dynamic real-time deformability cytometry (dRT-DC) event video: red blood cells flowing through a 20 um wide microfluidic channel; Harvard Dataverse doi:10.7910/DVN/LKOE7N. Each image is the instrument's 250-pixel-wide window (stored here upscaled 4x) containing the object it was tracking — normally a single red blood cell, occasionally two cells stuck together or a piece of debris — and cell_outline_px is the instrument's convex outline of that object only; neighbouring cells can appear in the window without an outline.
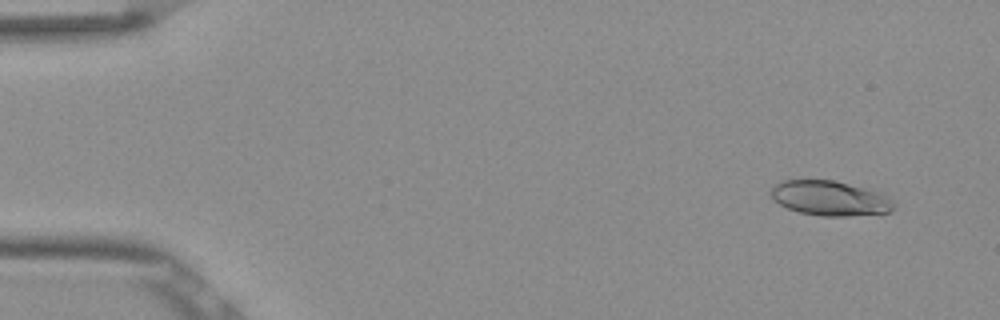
{"species": "Egyptian fruit bat (a non-hibernating species)", "species_latin": "Rousettus aegyptiacus", "temperature_condition": "room temperature", "stored_images_in_passage": 53, "camera_frame_rate_fps": 3000, "um_per_image_px": 0.085, "frame": {"image": 1, "passage_image": 4, "time_ms": 1.0, "image_size_px": [1000, 320], "cell_outline_px": [[896, 208], [892, 212], [848, 216], [820, 216], [800, 212], [788, 208], [780, 204], [768, 192], [776, 184], [784, 180], [832, 180], [880, 192], [892, 200], [896, 204]], "centroid_in_image_um": [70.58, 16.86], "position_along_channel_um": 14.4, "area_um2": 24.85}}
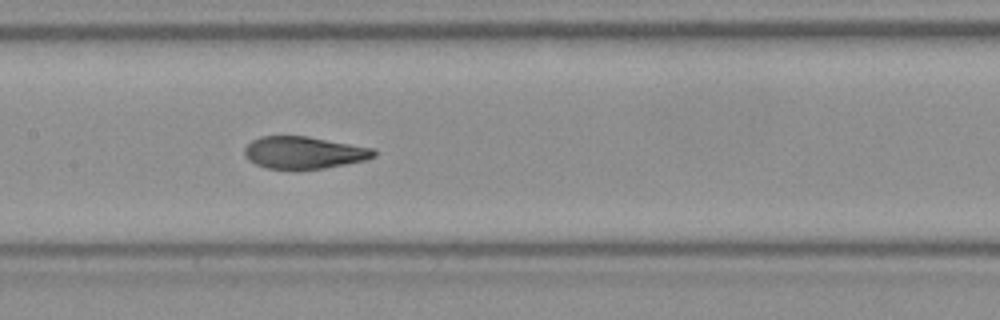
{"frame": {"image": 2, "passage_image": 26, "time_ms": 8.333, "image_size_px": [1000, 320], "cell_outline_px": [[376, 156], [368, 160], [324, 168], [268, 168], [256, 164], [248, 160], [244, 156], [244, 148], [252, 140], [260, 136], [308, 136], [376, 148]], "centroid_in_image_um": [25.87, 12.95], "position_along_channel_um": 181.5, "area_um2": 24.33}}
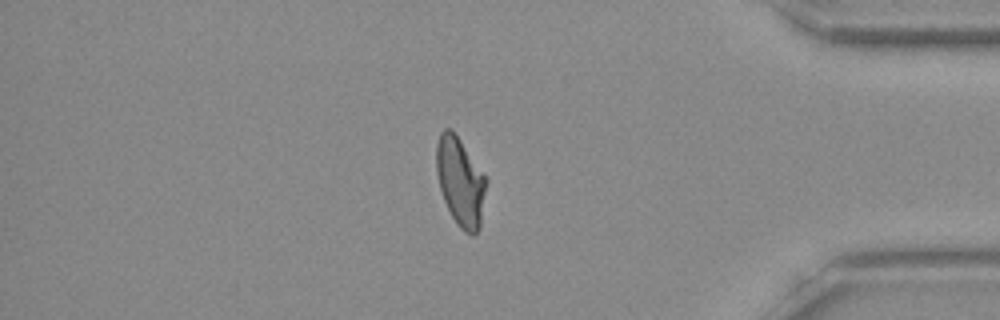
{"frame": {"image": 3, "passage_image": 45, "time_ms": 14.667, "image_size_px": [1000, 320], "cell_outline_px": [[488, 180], [480, 228], [472, 236], [464, 232], [456, 224], [444, 200], [440, 188], [436, 172], [436, 144], [440, 132], [444, 128], [452, 128]], "centroid_in_image_um": [39.13, 15.44], "position_along_channel_um": 396.1, "area_um2": 25.89}, "authors_computed_cell_mechanics": {"area_um2": 25.0274, "velocity_mm_per_s": 3.8637, "shape_relaxation_time_tau1_ms": 5.4104, "shape_relaxation_time_tau2_ms": 0.9725, "deformation_change_tau1": 0.2024, "deformation_change_tau2": 0.0697}}